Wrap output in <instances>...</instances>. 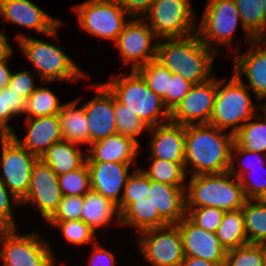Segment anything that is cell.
Masks as SVG:
<instances>
[{"label":"cell","mask_w":266,"mask_h":266,"mask_svg":"<svg viewBox=\"0 0 266 266\" xmlns=\"http://www.w3.org/2000/svg\"><path fill=\"white\" fill-rule=\"evenodd\" d=\"M193 83L184 79L179 74L172 73L169 79L168 90L166 95L162 98L166 109L171 112L188 94Z\"/></svg>","instance_id":"b9f144b4"},{"label":"cell","mask_w":266,"mask_h":266,"mask_svg":"<svg viewBox=\"0 0 266 266\" xmlns=\"http://www.w3.org/2000/svg\"><path fill=\"white\" fill-rule=\"evenodd\" d=\"M244 169L245 168L243 167V170L241 168L239 169V171L236 170L234 161H231L229 172L234 176V178L239 179L240 184L243 187L246 199L254 200L256 197H258L262 192L266 190V180L263 181L262 183H259L260 181H257V180L255 181L252 180L249 183L247 181V178H244L246 174L245 173L246 171H244Z\"/></svg>","instance_id":"ee69618b"},{"label":"cell","mask_w":266,"mask_h":266,"mask_svg":"<svg viewBox=\"0 0 266 266\" xmlns=\"http://www.w3.org/2000/svg\"><path fill=\"white\" fill-rule=\"evenodd\" d=\"M153 37L152 29L142 19L128 21L115 41V46L120 50L125 63L133 60L132 70L156 59L157 44L151 45Z\"/></svg>","instance_id":"2e32d148"},{"label":"cell","mask_w":266,"mask_h":266,"mask_svg":"<svg viewBox=\"0 0 266 266\" xmlns=\"http://www.w3.org/2000/svg\"><path fill=\"white\" fill-rule=\"evenodd\" d=\"M154 207L168 224H178L186 216L185 188L151 180Z\"/></svg>","instance_id":"d4e9b609"},{"label":"cell","mask_w":266,"mask_h":266,"mask_svg":"<svg viewBox=\"0 0 266 266\" xmlns=\"http://www.w3.org/2000/svg\"><path fill=\"white\" fill-rule=\"evenodd\" d=\"M0 16L6 21L56 38L61 22L50 17L30 0H0Z\"/></svg>","instance_id":"d6986e66"},{"label":"cell","mask_w":266,"mask_h":266,"mask_svg":"<svg viewBox=\"0 0 266 266\" xmlns=\"http://www.w3.org/2000/svg\"><path fill=\"white\" fill-rule=\"evenodd\" d=\"M150 187L151 180L143 169L129 175L117 206L119 224L134 226L141 232L169 225L154 207L153 188Z\"/></svg>","instance_id":"277c9868"},{"label":"cell","mask_w":266,"mask_h":266,"mask_svg":"<svg viewBox=\"0 0 266 266\" xmlns=\"http://www.w3.org/2000/svg\"><path fill=\"white\" fill-rule=\"evenodd\" d=\"M227 171L218 174L192 175L186 197V208L215 207L224 211L242 209L246 197L238 178Z\"/></svg>","instance_id":"3957f363"},{"label":"cell","mask_w":266,"mask_h":266,"mask_svg":"<svg viewBox=\"0 0 266 266\" xmlns=\"http://www.w3.org/2000/svg\"><path fill=\"white\" fill-rule=\"evenodd\" d=\"M26 100L9 86L0 90V136L13 135L12 128L7 125L12 116L24 114Z\"/></svg>","instance_id":"836d02e7"},{"label":"cell","mask_w":266,"mask_h":266,"mask_svg":"<svg viewBox=\"0 0 266 266\" xmlns=\"http://www.w3.org/2000/svg\"><path fill=\"white\" fill-rule=\"evenodd\" d=\"M78 100L62 104L58 116L61 124V133L64 140L75 144H89V126L84 106L76 108Z\"/></svg>","instance_id":"4316f807"},{"label":"cell","mask_w":266,"mask_h":266,"mask_svg":"<svg viewBox=\"0 0 266 266\" xmlns=\"http://www.w3.org/2000/svg\"><path fill=\"white\" fill-rule=\"evenodd\" d=\"M115 211L119 221L117 205L91 189L84 196L81 220L95 231L97 227L108 225Z\"/></svg>","instance_id":"f1b7e54d"},{"label":"cell","mask_w":266,"mask_h":266,"mask_svg":"<svg viewBox=\"0 0 266 266\" xmlns=\"http://www.w3.org/2000/svg\"><path fill=\"white\" fill-rule=\"evenodd\" d=\"M263 44L266 45L263 39H255L246 53L233 58V73L237 77H242V73L246 75L257 101L266 98V49L260 48Z\"/></svg>","instance_id":"603a6c76"},{"label":"cell","mask_w":266,"mask_h":266,"mask_svg":"<svg viewBox=\"0 0 266 266\" xmlns=\"http://www.w3.org/2000/svg\"><path fill=\"white\" fill-rule=\"evenodd\" d=\"M73 142L61 140L55 142L41 156V160L50 166V168L59 176L81 168L85 163L87 156L82 155L80 150Z\"/></svg>","instance_id":"484cf974"},{"label":"cell","mask_w":266,"mask_h":266,"mask_svg":"<svg viewBox=\"0 0 266 266\" xmlns=\"http://www.w3.org/2000/svg\"><path fill=\"white\" fill-rule=\"evenodd\" d=\"M25 124L29 131L22 143L15 133L12 136L39 159L55 142L63 140L58 114L26 118Z\"/></svg>","instance_id":"7402d4cb"},{"label":"cell","mask_w":266,"mask_h":266,"mask_svg":"<svg viewBox=\"0 0 266 266\" xmlns=\"http://www.w3.org/2000/svg\"><path fill=\"white\" fill-rule=\"evenodd\" d=\"M0 138L4 172V178L0 175V180L8 188L11 199L21 201L28 193L31 172L39 158L25 149L12 135Z\"/></svg>","instance_id":"9c48e42d"},{"label":"cell","mask_w":266,"mask_h":266,"mask_svg":"<svg viewBox=\"0 0 266 266\" xmlns=\"http://www.w3.org/2000/svg\"><path fill=\"white\" fill-rule=\"evenodd\" d=\"M128 108V106L121 104L115 98L117 133L129 137L138 143L136 136L141 134L144 129L149 130L150 127Z\"/></svg>","instance_id":"8d00e7d4"},{"label":"cell","mask_w":266,"mask_h":266,"mask_svg":"<svg viewBox=\"0 0 266 266\" xmlns=\"http://www.w3.org/2000/svg\"><path fill=\"white\" fill-rule=\"evenodd\" d=\"M89 174L91 189L102 194L117 206L120 204L119 192L126 186L128 168L131 163L100 162L86 163Z\"/></svg>","instance_id":"ffe728a7"},{"label":"cell","mask_w":266,"mask_h":266,"mask_svg":"<svg viewBox=\"0 0 266 266\" xmlns=\"http://www.w3.org/2000/svg\"><path fill=\"white\" fill-rule=\"evenodd\" d=\"M26 102V118L56 115L62 109L57 96L48 87H37Z\"/></svg>","instance_id":"d6a6232c"},{"label":"cell","mask_w":266,"mask_h":266,"mask_svg":"<svg viewBox=\"0 0 266 266\" xmlns=\"http://www.w3.org/2000/svg\"><path fill=\"white\" fill-rule=\"evenodd\" d=\"M121 6L125 9V11L129 14V16H137L141 14L142 16L147 14L153 4L154 0H117Z\"/></svg>","instance_id":"7dc6e473"},{"label":"cell","mask_w":266,"mask_h":266,"mask_svg":"<svg viewBox=\"0 0 266 266\" xmlns=\"http://www.w3.org/2000/svg\"><path fill=\"white\" fill-rule=\"evenodd\" d=\"M261 110L264 111V116H266V105L262 106Z\"/></svg>","instance_id":"680465c9"},{"label":"cell","mask_w":266,"mask_h":266,"mask_svg":"<svg viewBox=\"0 0 266 266\" xmlns=\"http://www.w3.org/2000/svg\"><path fill=\"white\" fill-rule=\"evenodd\" d=\"M8 188L5 184L0 180V223L6 229H16L15 222L13 221V215L11 210V204H19V200L10 201Z\"/></svg>","instance_id":"bcb514c9"},{"label":"cell","mask_w":266,"mask_h":266,"mask_svg":"<svg viewBox=\"0 0 266 266\" xmlns=\"http://www.w3.org/2000/svg\"><path fill=\"white\" fill-rule=\"evenodd\" d=\"M33 77L34 74L30 73V71L12 73L8 86L27 101L28 97L37 88L34 85Z\"/></svg>","instance_id":"f6af8a7d"},{"label":"cell","mask_w":266,"mask_h":266,"mask_svg":"<svg viewBox=\"0 0 266 266\" xmlns=\"http://www.w3.org/2000/svg\"><path fill=\"white\" fill-rule=\"evenodd\" d=\"M225 266H266L261 244H246L227 251Z\"/></svg>","instance_id":"f35d334b"},{"label":"cell","mask_w":266,"mask_h":266,"mask_svg":"<svg viewBox=\"0 0 266 266\" xmlns=\"http://www.w3.org/2000/svg\"><path fill=\"white\" fill-rule=\"evenodd\" d=\"M86 163H132L139 153V143L121 134H113L90 144Z\"/></svg>","instance_id":"cb8c5ba5"},{"label":"cell","mask_w":266,"mask_h":266,"mask_svg":"<svg viewBox=\"0 0 266 266\" xmlns=\"http://www.w3.org/2000/svg\"><path fill=\"white\" fill-rule=\"evenodd\" d=\"M143 172L150 180L179 187H185V163L168 162L162 159L152 158L151 168Z\"/></svg>","instance_id":"e575fe53"},{"label":"cell","mask_w":266,"mask_h":266,"mask_svg":"<svg viewBox=\"0 0 266 266\" xmlns=\"http://www.w3.org/2000/svg\"><path fill=\"white\" fill-rule=\"evenodd\" d=\"M58 180L63 196H85L91 190L86 163L75 171L59 175Z\"/></svg>","instance_id":"74e56055"},{"label":"cell","mask_w":266,"mask_h":266,"mask_svg":"<svg viewBox=\"0 0 266 266\" xmlns=\"http://www.w3.org/2000/svg\"><path fill=\"white\" fill-rule=\"evenodd\" d=\"M242 211L248 242L251 244L266 242V207L255 200L247 199Z\"/></svg>","instance_id":"1f68e13d"},{"label":"cell","mask_w":266,"mask_h":266,"mask_svg":"<svg viewBox=\"0 0 266 266\" xmlns=\"http://www.w3.org/2000/svg\"><path fill=\"white\" fill-rule=\"evenodd\" d=\"M254 200L257 201L260 205L266 207V190H265L264 192H262V193H261L258 197H256Z\"/></svg>","instance_id":"f5cc1de1"},{"label":"cell","mask_w":266,"mask_h":266,"mask_svg":"<svg viewBox=\"0 0 266 266\" xmlns=\"http://www.w3.org/2000/svg\"><path fill=\"white\" fill-rule=\"evenodd\" d=\"M180 266H219L217 263L198 257H184Z\"/></svg>","instance_id":"f907efd6"},{"label":"cell","mask_w":266,"mask_h":266,"mask_svg":"<svg viewBox=\"0 0 266 266\" xmlns=\"http://www.w3.org/2000/svg\"><path fill=\"white\" fill-rule=\"evenodd\" d=\"M6 229L0 235V259L4 266H53L54 256L49 245L37 234L19 235Z\"/></svg>","instance_id":"8fae6325"},{"label":"cell","mask_w":266,"mask_h":266,"mask_svg":"<svg viewBox=\"0 0 266 266\" xmlns=\"http://www.w3.org/2000/svg\"><path fill=\"white\" fill-rule=\"evenodd\" d=\"M105 85L121 104L128 106L149 127L157 126L159 117L170 121V112L162 110L166 108L162 98L148 87L137 70H131L121 78L116 76Z\"/></svg>","instance_id":"5b68a950"},{"label":"cell","mask_w":266,"mask_h":266,"mask_svg":"<svg viewBox=\"0 0 266 266\" xmlns=\"http://www.w3.org/2000/svg\"><path fill=\"white\" fill-rule=\"evenodd\" d=\"M94 86L97 96L83 105L89 126V144L117 133L115 96L104 83Z\"/></svg>","instance_id":"ac0fdd59"},{"label":"cell","mask_w":266,"mask_h":266,"mask_svg":"<svg viewBox=\"0 0 266 266\" xmlns=\"http://www.w3.org/2000/svg\"><path fill=\"white\" fill-rule=\"evenodd\" d=\"M210 124L185 126V166L192 175L218 174L227 172L231 164L234 134Z\"/></svg>","instance_id":"6da1fadb"},{"label":"cell","mask_w":266,"mask_h":266,"mask_svg":"<svg viewBox=\"0 0 266 266\" xmlns=\"http://www.w3.org/2000/svg\"><path fill=\"white\" fill-rule=\"evenodd\" d=\"M11 75L12 73L7 66V59L3 62H0V90L9 85Z\"/></svg>","instance_id":"816d5d0a"},{"label":"cell","mask_w":266,"mask_h":266,"mask_svg":"<svg viewBox=\"0 0 266 266\" xmlns=\"http://www.w3.org/2000/svg\"><path fill=\"white\" fill-rule=\"evenodd\" d=\"M216 93V78L193 84L188 94L170 112V121L184 126L209 124L214 110Z\"/></svg>","instance_id":"5bb4252c"},{"label":"cell","mask_w":266,"mask_h":266,"mask_svg":"<svg viewBox=\"0 0 266 266\" xmlns=\"http://www.w3.org/2000/svg\"><path fill=\"white\" fill-rule=\"evenodd\" d=\"M262 249L264 251V254H265V261H266V242L262 243Z\"/></svg>","instance_id":"11a10c76"},{"label":"cell","mask_w":266,"mask_h":266,"mask_svg":"<svg viewBox=\"0 0 266 266\" xmlns=\"http://www.w3.org/2000/svg\"><path fill=\"white\" fill-rule=\"evenodd\" d=\"M216 235L227 251L249 244L242 209L225 211Z\"/></svg>","instance_id":"f546056e"},{"label":"cell","mask_w":266,"mask_h":266,"mask_svg":"<svg viewBox=\"0 0 266 266\" xmlns=\"http://www.w3.org/2000/svg\"><path fill=\"white\" fill-rule=\"evenodd\" d=\"M84 196H63L57 210L47 221H69L81 219Z\"/></svg>","instance_id":"7bdbcfd3"},{"label":"cell","mask_w":266,"mask_h":266,"mask_svg":"<svg viewBox=\"0 0 266 266\" xmlns=\"http://www.w3.org/2000/svg\"><path fill=\"white\" fill-rule=\"evenodd\" d=\"M264 122H247L234 135L231 161L235 155H258L266 151V116ZM235 152V154H234Z\"/></svg>","instance_id":"83f0119b"},{"label":"cell","mask_w":266,"mask_h":266,"mask_svg":"<svg viewBox=\"0 0 266 266\" xmlns=\"http://www.w3.org/2000/svg\"><path fill=\"white\" fill-rule=\"evenodd\" d=\"M13 53L12 47L4 33L0 32V62L5 61Z\"/></svg>","instance_id":"681fc988"},{"label":"cell","mask_w":266,"mask_h":266,"mask_svg":"<svg viewBox=\"0 0 266 266\" xmlns=\"http://www.w3.org/2000/svg\"><path fill=\"white\" fill-rule=\"evenodd\" d=\"M247 161H248L249 164H248V163H247V164L245 163L246 166L244 165V166L246 167V170L248 169L249 166H250V168H252V167H251L252 163H250L251 161L249 162V159H248ZM254 165H255V164H254ZM247 166H248V167H247ZM252 166H253V165H252ZM240 167H243V164H242V166H240ZM253 167H254V166H253Z\"/></svg>","instance_id":"9f6ffc18"},{"label":"cell","mask_w":266,"mask_h":266,"mask_svg":"<svg viewBox=\"0 0 266 266\" xmlns=\"http://www.w3.org/2000/svg\"><path fill=\"white\" fill-rule=\"evenodd\" d=\"M63 198L58 175L38 159L31 172V180L27 195L20 203H34L47 221L57 210Z\"/></svg>","instance_id":"9a60e30c"},{"label":"cell","mask_w":266,"mask_h":266,"mask_svg":"<svg viewBox=\"0 0 266 266\" xmlns=\"http://www.w3.org/2000/svg\"><path fill=\"white\" fill-rule=\"evenodd\" d=\"M191 211V212H189ZM186 216L205 231L216 233L225 211L215 207L186 208Z\"/></svg>","instance_id":"60d3db41"},{"label":"cell","mask_w":266,"mask_h":266,"mask_svg":"<svg viewBox=\"0 0 266 266\" xmlns=\"http://www.w3.org/2000/svg\"><path fill=\"white\" fill-rule=\"evenodd\" d=\"M137 71L156 95L161 98L166 95L172 73L164 65L154 59L140 66Z\"/></svg>","instance_id":"d590c367"},{"label":"cell","mask_w":266,"mask_h":266,"mask_svg":"<svg viewBox=\"0 0 266 266\" xmlns=\"http://www.w3.org/2000/svg\"><path fill=\"white\" fill-rule=\"evenodd\" d=\"M153 140L151 158L168 162L185 163V126L171 121L150 127Z\"/></svg>","instance_id":"44dd1931"},{"label":"cell","mask_w":266,"mask_h":266,"mask_svg":"<svg viewBox=\"0 0 266 266\" xmlns=\"http://www.w3.org/2000/svg\"><path fill=\"white\" fill-rule=\"evenodd\" d=\"M190 0H154L144 20L157 39L183 38L194 34V13Z\"/></svg>","instance_id":"ba28073f"},{"label":"cell","mask_w":266,"mask_h":266,"mask_svg":"<svg viewBox=\"0 0 266 266\" xmlns=\"http://www.w3.org/2000/svg\"><path fill=\"white\" fill-rule=\"evenodd\" d=\"M81 27L90 34L116 41L129 15L117 0H88L75 7Z\"/></svg>","instance_id":"30bf717a"},{"label":"cell","mask_w":266,"mask_h":266,"mask_svg":"<svg viewBox=\"0 0 266 266\" xmlns=\"http://www.w3.org/2000/svg\"><path fill=\"white\" fill-rule=\"evenodd\" d=\"M238 9L241 25L249 41L263 39L266 36V21L261 0H234Z\"/></svg>","instance_id":"4dcf8cb0"},{"label":"cell","mask_w":266,"mask_h":266,"mask_svg":"<svg viewBox=\"0 0 266 266\" xmlns=\"http://www.w3.org/2000/svg\"><path fill=\"white\" fill-rule=\"evenodd\" d=\"M142 233L138 238L139 248L153 266H180L185 255L176 224L148 229Z\"/></svg>","instance_id":"7c38bea8"},{"label":"cell","mask_w":266,"mask_h":266,"mask_svg":"<svg viewBox=\"0 0 266 266\" xmlns=\"http://www.w3.org/2000/svg\"><path fill=\"white\" fill-rule=\"evenodd\" d=\"M6 230V228L0 223V235Z\"/></svg>","instance_id":"6f0895ef"},{"label":"cell","mask_w":266,"mask_h":266,"mask_svg":"<svg viewBox=\"0 0 266 266\" xmlns=\"http://www.w3.org/2000/svg\"><path fill=\"white\" fill-rule=\"evenodd\" d=\"M16 40L43 80L47 82L57 79L76 81L82 76L86 78L73 60L58 46L23 35H17Z\"/></svg>","instance_id":"52a82bcc"},{"label":"cell","mask_w":266,"mask_h":266,"mask_svg":"<svg viewBox=\"0 0 266 266\" xmlns=\"http://www.w3.org/2000/svg\"><path fill=\"white\" fill-rule=\"evenodd\" d=\"M221 83L217 80L214 110L209 124L221 130L233 127L231 133L235 135L244 122L257 117L255 106L242 77H237L232 73L230 81L222 89H220Z\"/></svg>","instance_id":"8992f818"},{"label":"cell","mask_w":266,"mask_h":266,"mask_svg":"<svg viewBox=\"0 0 266 266\" xmlns=\"http://www.w3.org/2000/svg\"><path fill=\"white\" fill-rule=\"evenodd\" d=\"M238 21L241 18L234 0H208L196 33L209 48L214 41L228 46Z\"/></svg>","instance_id":"4fadbf2b"},{"label":"cell","mask_w":266,"mask_h":266,"mask_svg":"<svg viewBox=\"0 0 266 266\" xmlns=\"http://www.w3.org/2000/svg\"><path fill=\"white\" fill-rule=\"evenodd\" d=\"M62 230L65 239L73 244L82 245L94 239L95 231L81 219L69 221H47Z\"/></svg>","instance_id":"ab89813d"},{"label":"cell","mask_w":266,"mask_h":266,"mask_svg":"<svg viewBox=\"0 0 266 266\" xmlns=\"http://www.w3.org/2000/svg\"><path fill=\"white\" fill-rule=\"evenodd\" d=\"M157 44L156 60L171 73L179 74L193 84L211 78L216 48L210 49L197 33L183 38H167ZM210 49V50H209Z\"/></svg>","instance_id":"7a4b0ae2"},{"label":"cell","mask_w":266,"mask_h":266,"mask_svg":"<svg viewBox=\"0 0 266 266\" xmlns=\"http://www.w3.org/2000/svg\"><path fill=\"white\" fill-rule=\"evenodd\" d=\"M264 9V20L266 21V0H261Z\"/></svg>","instance_id":"db71d44e"},{"label":"cell","mask_w":266,"mask_h":266,"mask_svg":"<svg viewBox=\"0 0 266 266\" xmlns=\"http://www.w3.org/2000/svg\"><path fill=\"white\" fill-rule=\"evenodd\" d=\"M90 266H114V255L95 244L93 254L90 258Z\"/></svg>","instance_id":"c3c4849f"},{"label":"cell","mask_w":266,"mask_h":266,"mask_svg":"<svg viewBox=\"0 0 266 266\" xmlns=\"http://www.w3.org/2000/svg\"><path fill=\"white\" fill-rule=\"evenodd\" d=\"M185 257H198L225 266L227 250L216 233L205 231L185 216L178 224Z\"/></svg>","instance_id":"e0dca14e"}]
</instances>
